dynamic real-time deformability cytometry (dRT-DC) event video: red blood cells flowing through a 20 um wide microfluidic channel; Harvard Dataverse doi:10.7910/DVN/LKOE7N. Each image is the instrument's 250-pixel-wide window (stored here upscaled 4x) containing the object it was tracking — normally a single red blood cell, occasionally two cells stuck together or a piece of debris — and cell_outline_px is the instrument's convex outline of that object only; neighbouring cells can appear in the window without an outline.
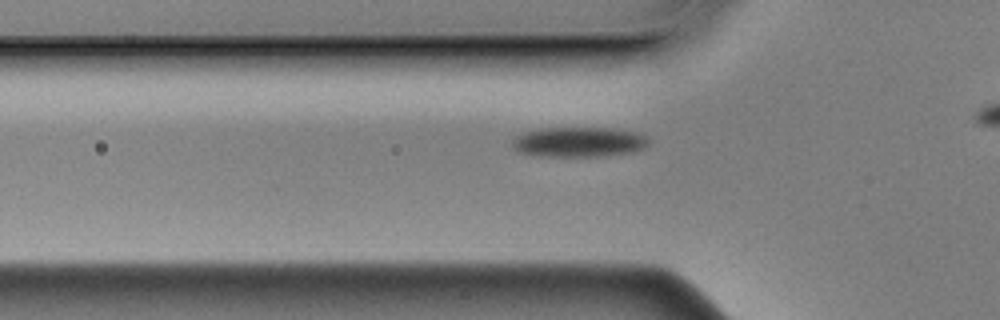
{"species": "Egyptian fruit bat (a non-hibernating species)", "species_latin": "Rousettus aegyptiacus", "temperature_condition": "cold", "stored_images_in_passage": 35, "camera_frame_rate_fps": 3000, "um_per_image_px": 0.085, "animal": {"sex": "male"}, "frame": {"image": 1, "passage_image": 4, "time_ms": 1.0, "image_size_px": [1000, 320], "cell_outline_px": [[648, 144], [644, 148], [632, 152], [600, 156], [540, 156], [516, 152], [512, 148], [512, 140], [516, 136], [524, 132], [540, 128], [612, 128], [636, 132], [644, 136], [648, 140]], "centroid_in_image_um": [49.15, 12.07], "position_along_channel_um": 76.7, "area_um2": 23.87}}
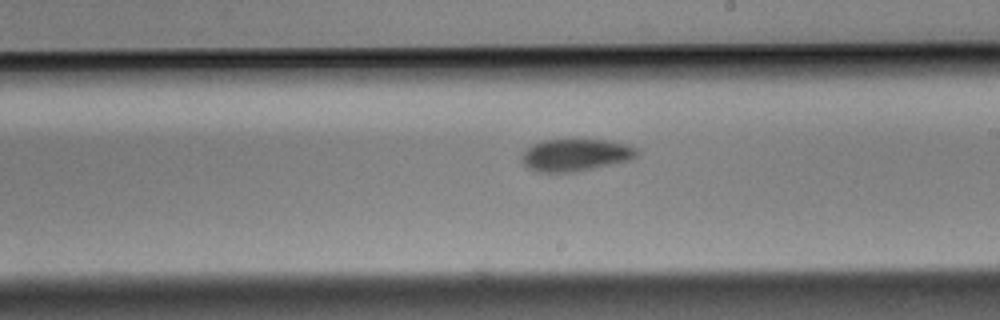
{"frame": {"image": 2, "passage_image": 18, "time_ms": 5.667, "image_size_px": [1000, 320], "cell_outline_px": [[640, 152], [636, 156], [628, 160], [576, 172], [536, 172], [528, 168], [520, 160], [520, 156], [532, 144], [540, 140], [612, 140], [640, 148]], "centroid_in_image_um": [48.92, 13.17], "position_along_channel_um": 240.1, "area_um2": 21.79}}
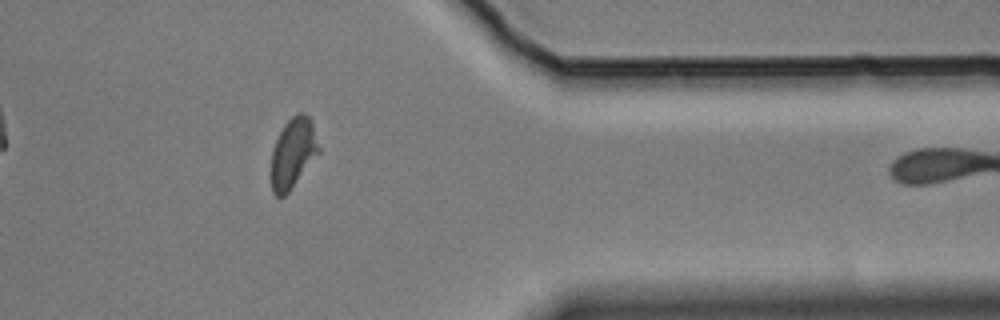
{"frame": {"image": 3, "passage_image": 32, "time_ms": 10.333, "image_size_px": [1000, 320], "cell_outline_px": [[320, 152], [288, 192], [284, 196], [276, 196], [272, 192], [272, 148], [284, 124], [296, 112], [304, 112], [312, 120], [320, 148]], "centroid_in_image_um": [24.93, 12.96], "position_along_channel_um": 386.5, "area_um2": 19.36}, "authors_computed_cell_mechanics": {"area_um2": 22.1374, "velocity_mm_per_s": 3.4903, "shape_relaxation_time_tau1_ms": 4.9342, "shape_relaxation_time_tau2_ms": 10.7835, "deformation_change_tau1": 0.1156, "deformation_change_tau2": 0.1554}}